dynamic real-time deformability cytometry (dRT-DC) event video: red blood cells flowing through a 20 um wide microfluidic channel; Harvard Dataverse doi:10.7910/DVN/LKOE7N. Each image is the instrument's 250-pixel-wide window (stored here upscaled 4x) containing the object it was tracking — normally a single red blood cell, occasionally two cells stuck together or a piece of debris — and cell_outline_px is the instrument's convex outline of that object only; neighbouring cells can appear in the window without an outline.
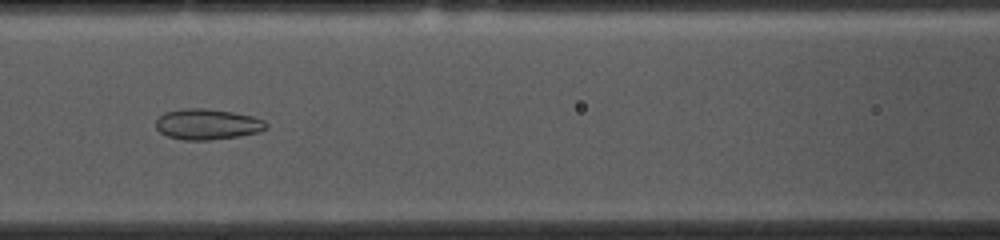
{"species": "common noctule bat (a hibernating species)", "species_latin": "Nyctalus noctula", "temperature_condition": "cold", "stored_images_in_passage": 53, "camera_frame_rate_fps": 3000, "um_per_image_px": 0.085, "animal": {"sex": "female", "body_mass_g": 10.0, "forearm_length_mm": 53.1}, "frame": {"image": 1, "passage_image": 22, "time_ms": 7.0, "image_size_px": [1000, 240], "cell_outline_px": [[268, 128], [260, 132], [236, 136], [208, 140], [184, 140], [168, 136], [160, 132], [156, 128], [156, 120], [164, 112], [180, 108], [204, 108], [232, 112], [252, 116], [264, 120], [268, 124]], "centroid_in_image_um": [17.62, 10.55], "position_along_channel_um": 149.0, "area_um2": 19.77}}
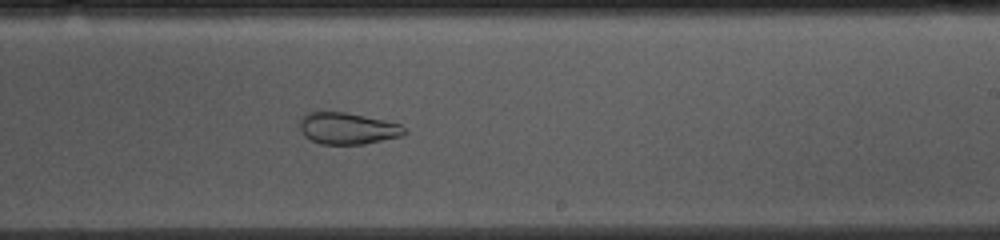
{"frame": {"image": 2, "passage_image": 31, "time_ms": 10.0, "image_size_px": [1000, 240], "cell_outline_px": [[408, 132], [404, 136], [364, 144], [320, 144], [304, 136], [300, 128], [300, 116], [304, 112], [344, 112], [384, 120], [400, 124]], "centroid_in_image_um": [29.54, 10.92], "position_along_channel_um": 259.5, "area_um2": 19.42}}
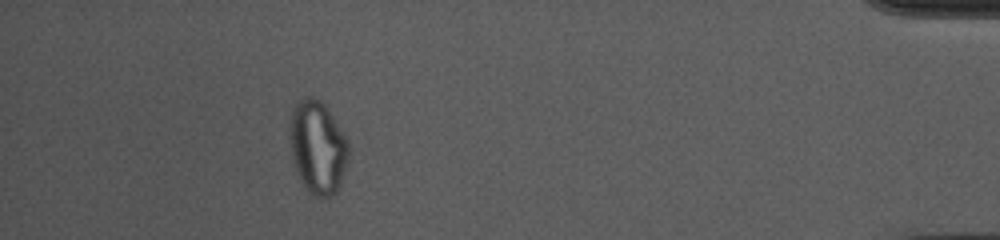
{"frame": {"image": 3, "passage_image": 48, "time_ms": 15.667, "image_size_px": [1000, 240], "cell_outline_px": [[348, 156], [344, 172], [340, 184], [336, 192], [332, 196], [324, 200], [316, 196], [300, 180], [292, 160], [288, 140], [288, 124], [292, 108], [304, 96], [312, 96], [320, 100], [328, 108], [348, 140]], "centroid_in_image_um": [26.97, 12.48], "position_along_channel_um": 408.2, "area_um2": 32.37}, "authors_computed_cell_mechanics": {"area_um2": 26.01, "velocity_mm_per_s": 3.6942, "shape_relaxation_time_tau1_ms": null, "shape_relaxation_time_tau2_ms": 1.7219, "deformation_change_tau1": null, "deformation_change_tau2": 0.0499}}